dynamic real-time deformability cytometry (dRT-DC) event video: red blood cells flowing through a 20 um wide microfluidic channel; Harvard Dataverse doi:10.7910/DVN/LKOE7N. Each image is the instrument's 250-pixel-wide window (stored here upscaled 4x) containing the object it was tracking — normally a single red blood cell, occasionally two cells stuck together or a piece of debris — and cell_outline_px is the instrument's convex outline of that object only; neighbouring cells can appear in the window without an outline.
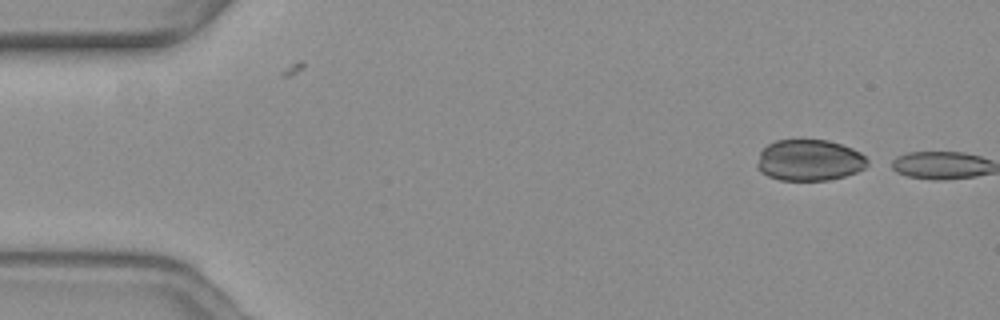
{"species": "common noctule bat (a hibernating species)", "species_latin": "Nyctalus noctula", "temperature_condition": "warm", "stored_images_in_passage": 2, "camera_frame_rate_fps": 3000, "um_per_image_px": 0.085, "animal": {"sex": "female", "body_mass_g": 19.3, "forearm_length_mm": 54.1}, "frame": {"image": 1, "passage_image": 1, "time_ms": 0.0, "image_size_px": [1000, 320], "cell_outline_px": [[868, 164], [864, 168], [856, 172], [844, 176], [828, 180], [780, 180], [768, 176], [760, 172], [756, 164], [760, 152], [768, 144], [776, 140], [828, 140], [852, 148], [860, 152], [868, 160]], "centroid_in_image_um": [68.78, 13.62], "position_along_channel_um": 16.2, "area_um2": 26.47}}